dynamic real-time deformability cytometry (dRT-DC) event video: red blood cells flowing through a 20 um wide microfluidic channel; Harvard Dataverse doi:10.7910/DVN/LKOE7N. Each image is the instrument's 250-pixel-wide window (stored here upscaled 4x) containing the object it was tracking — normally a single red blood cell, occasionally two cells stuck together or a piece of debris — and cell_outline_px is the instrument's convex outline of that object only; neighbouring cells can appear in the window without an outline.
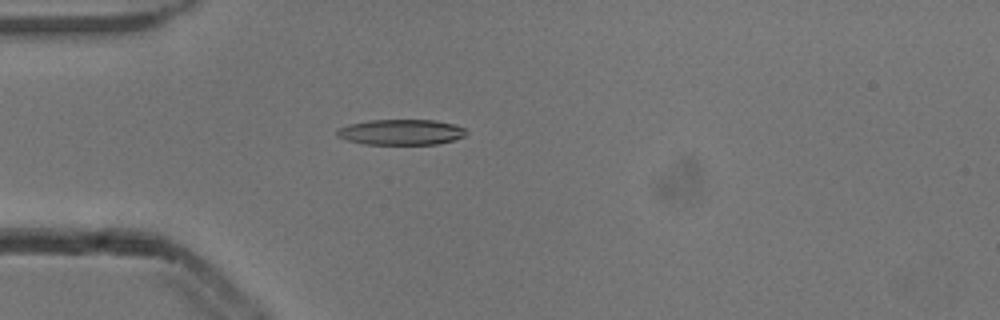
{"species": "common noctule bat (a hibernating species)", "species_latin": "Nyctalus noctula", "temperature_condition": "cold", "stored_images_in_passage": 2, "camera_frame_rate_fps": 3000, "um_per_image_px": 0.085, "animal": {"sex": "male", "body_mass_g": 13.3}, "frame": {"image": 1, "passage_image": 2, "time_ms": 0.333, "image_size_px": [1000, 320], "cell_outline_px": [[468, 132], [464, 136], [452, 140], [436, 144], [364, 144], [348, 140], [336, 136], [336, 128], [348, 124], [368, 120], [436, 120], [452, 124], [464, 128]], "centroid_in_image_um": [34.04, 11.22], "position_along_channel_um": 51.0, "area_um2": 19.25}}